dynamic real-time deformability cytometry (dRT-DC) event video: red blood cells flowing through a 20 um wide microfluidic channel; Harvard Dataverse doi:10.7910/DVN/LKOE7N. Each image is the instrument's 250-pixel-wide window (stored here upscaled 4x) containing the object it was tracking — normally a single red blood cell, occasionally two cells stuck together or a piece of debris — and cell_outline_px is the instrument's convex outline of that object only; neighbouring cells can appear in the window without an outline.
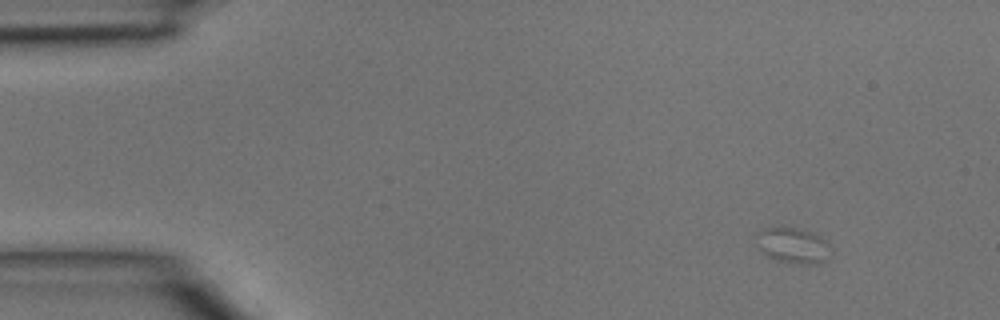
{"species": "common noctule bat (a hibernating species)", "species_latin": "Nyctalus noctula", "temperature_condition": "room temperature", "stored_images_in_passage": 3, "camera_frame_rate_fps": 3000, "um_per_image_px": 0.085, "animal": {"sex": "male", "body_mass_g": 15.6}, "frame": {"image": 1, "passage_image": 1, "time_ms": 0.0, "image_size_px": [1000, 320], "cell_outline_px": [[828, 256], [824, 260], [816, 264], [800, 264], [776, 260], [768, 256], [760, 248], [760, 232], [764, 228], [780, 224], [784, 224], [800, 228], [812, 232], [820, 236], [828, 244]], "centroid_in_image_um": [67.42, 20.81], "position_along_channel_um": 17.6, "area_um2": 15.32}}